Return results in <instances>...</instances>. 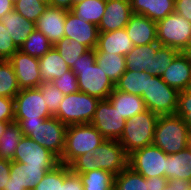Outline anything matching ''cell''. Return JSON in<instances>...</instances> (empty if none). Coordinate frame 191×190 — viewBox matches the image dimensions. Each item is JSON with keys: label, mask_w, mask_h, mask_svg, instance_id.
<instances>
[{"label": "cell", "mask_w": 191, "mask_h": 190, "mask_svg": "<svg viewBox=\"0 0 191 190\" xmlns=\"http://www.w3.org/2000/svg\"><path fill=\"white\" fill-rule=\"evenodd\" d=\"M68 166L74 174L103 169L116 176L128 166V156L119 141L105 139L93 152L78 156Z\"/></svg>", "instance_id": "cell-1"}, {"label": "cell", "mask_w": 191, "mask_h": 190, "mask_svg": "<svg viewBox=\"0 0 191 190\" xmlns=\"http://www.w3.org/2000/svg\"><path fill=\"white\" fill-rule=\"evenodd\" d=\"M96 63L95 49H89L77 59L71 70L77 76L79 91L100 100L108 99L115 85Z\"/></svg>", "instance_id": "cell-2"}, {"label": "cell", "mask_w": 191, "mask_h": 190, "mask_svg": "<svg viewBox=\"0 0 191 190\" xmlns=\"http://www.w3.org/2000/svg\"><path fill=\"white\" fill-rule=\"evenodd\" d=\"M14 122L19 125L24 136L33 139L53 153L59 160L61 159L65 146L66 124L55 116L38 121L14 119Z\"/></svg>", "instance_id": "cell-3"}, {"label": "cell", "mask_w": 191, "mask_h": 190, "mask_svg": "<svg viewBox=\"0 0 191 190\" xmlns=\"http://www.w3.org/2000/svg\"><path fill=\"white\" fill-rule=\"evenodd\" d=\"M190 130L181 116L176 114L159 116L153 143L167 155L184 150L190 145Z\"/></svg>", "instance_id": "cell-4"}, {"label": "cell", "mask_w": 191, "mask_h": 190, "mask_svg": "<svg viewBox=\"0 0 191 190\" xmlns=\"http://www.w3.org/2000/svg\"><path fill=\"white\" fill-rule=\"evenodd\" d=\"M158 118L159 115L146 109L126 120L123 133L118 141L127 156L153 143Z\"/></svg>", "instance_id": "cell-5"}, {"label": "cell", "mask_w": 191, "mask_h": 190, "mask_svg": "<svg viewBox=\"0 0 191 190\" xmlns=\"http://www.w3.org/2000/svg\"><path fill=\"white\" fill-rule=\"evenodd\" d=\"M105 138L92 124L68 125L61 164L69 165L78 156L93 152Z\"/></svg>", "instance_id": "cell-6"}, {"label": "cell", "mask_w": 191, "mask_h": 190, "mask_svg": "<svg viewBox=\"0 0 191 190\" xmlns=\"http://www.w3.org/2000/svg\"><path fill=\"white\" fill-rule=\"evenodd\" d=\"M157 42L162 46L191 52V23L173 12L156 22Z\"/></svg>", "instance_id": "cell-7"}, {"label": "cell", "mask_w": 191, "mask_h": 190, "mask_svg": "<svg viewBox=\"0 0 191 190\" xmlns=\"http://www.w3.org/2000/svg\"><path fill=\"white\" fill-rule=\"evenodd\" d=\"M99 102V98L81 91L65 95L55 117L67 126L89 124Z\"/></svg>", "instance_id": "cell-8"}, {"label": "cell", "mask_w": 191, "mask_h": 190, "mask_svg": "<svg viewBox=\"0 0 191 190\" xmlns=\"http://www.w3.org/2000/svg\"><path fill=\"white\" fill-rule=\"evenodd\" d=\"M179 91L167 85L160 76H149L146 93L142 94L146 109L159 116L175 114Z\"/></svg>", "instance_id": "cell-9"}, {"label": "cell", "mask_w": 191, "mask_h": 190, "mask_svg": "<svg viewBox=\"0 0 191 190\" xmlns=\"http://www.w3.org/2000/svg\"><path fill=\"white\" fill-rule=\"evenodd\" d=\"M167 154L154 144L128 156V166L145 178L165 177Z\"/></svg>", "instance_id": "cell-10"}, {"label": "cell", "mask_w": 191, "mask_h": 190, "mask_svg": "<svg viewBox=\"0 0 191 190\" xmlns=\"http://www.w3.org/2000/svg\"><path fill=\"white\" fill-rule=\"evenodd\" d=\"M50 117L45 97L38 88L21 89L14 97V119L38 121Z\"/></svg>", "instance_id": "cell-11"}, {"label": "cell", "mask_w": 191, "mask_h": 190, "mask_svg": "<svg viewBox=\"0 0 191 190\" xmlns=\"http://www.w3.org/2000/svg\"><path fill=\"white\" fill-rule=\"evenodd\" d=\"M125 123L126 120L107 99L100 100L90 122L105 139L117 141L123 133Z\"/></svg>", "instance_id": "cell-12"}, {"label": "cell", "mask_w": 191, "mask_h": 190, "mask_svg": "<svg viewBox=\"0 0 191 190\" xmlns=\"http://www.w3.org/2000/svg\"><path fill=\"white\" fill-rule=\"evenodd\" d=\"M12 161L41 166L44 170H52L60 163L53 153L27 136L19 141Z\"/></svg>", "instance_id": "cell-13"}, {"label": "cell", "mask_w": 191, "mask_h": 190, "mask_svg": "<svg viewBox=\"0 0 191 190\" xmlns=\"http://www.w3.org/2000/svg\"><path fill=\"white\" fill-rule=\"evenodd\" d=\"M8 61L15 71L20 90L38 88L42 85L38 58L18 50Z\"/></svg>", "instance_id": "cell-14"}, {"label": "cell", "mask_w": 191, "mask_h": 190, "mask_svg": "<svg viewBox=\"0 0 191 190\" xmlns=\"http://www.w3.org/2000/svg\"><path fill=\"white\" fill-rule=\"evenodd\" d=\"M49 171L41 166L11 161L10 178L4 190H33Z\"/></svg>", "instance_id": "cell-15"}, {"label": "cell", "mask_w": 191, "mask_h": 190, "mask_svg": "<svg viewBox=\"0 0 191 190\" xmlns=\"http://www.w3.org/2000/svg\"><path fill=\"white\" fill-rule=\"evenodd\" d=\"M64 37L73 39L89 49H95L98 40V26L77 17L70 10L67 11L65 19Z\"/></svg>", "instance_id": "cell-16"}, {"label": "cell", "mask_w": 191, "mask_h": 190, "mask_svg": "<svg viewBox=\"0 0 191 190\" xmlns=\"http://www.w3.org/2000/svg\"><path fill=\"white\" fill-rule=\"evenodd\" d=\"M160 77L179 92L191 87V52H180Z\"/></svg>", "instance_id": "cell-17"}, {"label": "cell", "mask_w": 191, "mask_h": 190, "mask_svg": "<svg viewBox=\"0 0 191 190\" xmlns=\"http://www.w3.org/2000/svg\"><path fill=\"white\" fill-rule=\"evenodd\" d=\"M133 15L130 0H106L104 15L98 25L99 32L125 28Z\"/></svg>", "instance_id": "cell-18"}, {"label": "cell", "mask_w": 191, "mask_h": 190, "mask_svg": "<svg viewBox=\"0 0 191 190\" xmlns=\"http://www.w3.org/2000/svg\"><path fill=\"white\" fill-rule=\"evenodd\" d=\"M67 11L48 6L35 23L36 30L42 32L53 46L64 37Z\"/></svg>", "instance_id": "cell-19"}, {"label": "cell", "mask_w": 191, "mask_h": 190, "mask_svg": "<svg viewBox=\"0 0 191 190\" xmlns=\"http://www.w3.org/2000/svg\"><path fill=\"white\" fill-rule=\"evenodd\" d=\"M125 29L134 46L157 42L156 22L146 16L133 14Z\"/></svg>", "instance_id": "cell-20"}, {"label": "cell", "mask_w": 191, "mask_h": 190, "mask_svg": "<svg viewBox=\"0 0 191 190\" xmlns=\"http://www.w3.org/2000/svg\"><path fill=\"white\" fill-rule=\"evenodd\" d=\"M133 46L126 29L122 28L110 32H99L95 52L126 55Z\"/></svg>", "instance_id": "cell-21"}, {"label": "cell", "mask_w": 191, "mask_h": 190, "mask_svg": "<svg viewBox=\"0 0 191 190\" xmlns=\"http://www.w3.org/2000/svg\"><path fill=\"white\" fill-rule=\"evenodd\" d=\"M160 46L158 42L133 46L132 50L125 55L126 70L145 71L153 76V57Z\"/></svg>", "instance_id": "cell-22"}, {"label": "cell", "mask_w": 191, "mask_h": 190, "mask_svg": "<svg viewBox=\"0 0 191 190\" xmlns=\"http://www.w3.org/2000/svg\"><path fill=\"white\" fill-rule=\"evenodd\" d=\"M0 21L8 30L13 43L18 49L27 40L28 35L36 30L35 23L27 20L15 10L6 13L0 18Z\"/></svg>", "instance_id": "cell-23"}, {"label": "cell", "mask_w": 191, "mask_h": 190, "mask_svg": "<svg viewBox=\"0 0 191 190\" xmlns=\"http://www.w3.org/2000/svg\"><path fill=\"white\" fill-rule=\"evenodd\" d=\"M133 14L158 22L174 12L175 0H130Z\"/></svg>", "instance_id": "cell-24"}, {"label": "cell", "mask_w": 191, "mask_h": 190, "mask_svg": "<svg viewBox=\"0 0 191 190\" xmlns=\"http://www.w3.org/2000/svg\"><path fill=\"white\" fill-rule=\"evenodd\" d=\"M107 100L117 109L125 120L146 110L141 96L126 93L116 88L112 91Z\"/></svg>", "instance_id": "cell-25"}, {"label": "cell", "mask_w": 191, "mask_h": 190, "mask_svg": "<svg viewBox=\"0 0 191 190\" xmlns=\"http://www.w3.org/2000/svg\"><path fill=\"white\" fill-rule=\"evenodd\" d=\"M165 178L191 181V146L172 155H167Z\"/></svg>", "instance_id": "cell-26"}, {"label": "cell", "mask_w": 191, "mask_h": 190, "mask_svg": "<svg viewBox=\"0 0 191 190\" xmlns=\"http://www.w3.org/2000/svg\"><path fill=\"white\" fill-rule=\"evenodd\" d=\"M38 60L42 83L51 82L69 70L68 65L54 47Z\"/></svg>", "instance_id": "cell-27"}, {"label": "cell", "mask_w": 191, "mask_h": 190, "mask_svg": "<svg viewBox=\"0 0 191 190\" xmlns=\"http://www.w3.org/2000/svg\"><path fill=\"white\" fill-rule=\"evenodd\" d=\"M95 54L97 65L104 68L105 75L115 85L126 71L125 55L107 54L106 52H95Z\"/></svg>", "instance_id": "cell-28"}, {"label": "cell", "mask_w": 191, "mask_h": 190, "mask_svg": "<svg viewBox=\"0 0 191 190\" xmlns=\"http://www.w3.org/2000/svg\"><path fill=\"white\" fill-rule=\"evenodd\" d=\"M149 76L145 71L133 72L126 70L115 84V88L142 97V94L146 93L147 79Z\"/></svg>", "instance_id": "cell-29"}, {"label": "cell", "mask_w": 191, "mask_h": 190, "mask_svg": "<svg viewBox=\"0 0 191 190\" xmlns=\"http://www.w3.org/2000/svg\"><path fill=\"white\" fill-rule=\"evenodd\" d=\"M106 8V0H84L76 3L70 10L77 17L84 18L96 26L99 25Z\"/></svg>", "instance_id": "cell-30"}, {"label": "cell", "mask_w": 191, "mask_h": 190, "mask_svg": "<svg viewBox=\"0 0 191 190\" xmlns=\"http://www.w3.org/2000/svg\"><path fill=\"white\" fill-rule=\"evenodd\" d=\"M77 175L81 178L84 190H113L114 188L115 175L109 171L96 169Z\"/></svg>", "instance_id": "cell-31"}, {"label": "cell", "mask_w": 191, "mask_h": 190, "mask_svg": "<svg viewBox=\"0 0 191 190\" xmlns=\"http://www.w3.org/2000/svg\"><path fill=\"white\" fill-rule=\"evenodd\" d=\"M113 190H149V178L127 166L115 176Z\"/></svg>", "instance_id": "cell-32"}, {"label": "cell", "mask_w": 191, "mask_h": 190, "mask_svg": "<svg viewBox=\"0 0 191 190\" xmlns=\"http://www.w3.org/2000/svg\"><path fill=\"white\" fill-rule=\"evenodd\" d=\"M24 136L16 122H12L0 137V159L12 161L19 141Z\"/></svg>", "instance_id": "cell-33"}, {"label": "cell", "mask_w": 191, "mask_h": 190, "mask_svg": "<svg viewBox=\"0 0 191 190\" xmlns=\"http://www.w3.org/2000/svg\"><path fill=\"white\" fill-rule=\"evenodd\" d=\"M17 77L8 60H0V96L13 98L19 93Z\"/></svg>", "instance_id": "cell-34"}, {"label": "cell", "mask_w": 191, "mask_h": 190, "mask_svg": "<svg viewBox=\"0 0 191 190\" xmlns=\"http://www.w3.org/2000/svg\"><path fill=\"white\" fill-rule=\"evenodd\" d=\"M53 47L42 32L35 30L28 35L27 40L22 44L19 50L27 55L40 58Z\"/></svg>", "instance_id": "cell-35"}, {"label": "cell", "mask_w": 191, "mask_h": 190, "mask_svg": "<svg viewBox=\"0 0 191 190\" xmlns=\"http://www.w3.org/2000/svg\"><path fill=\"white\" fill-rule=\"evenodd\" d=\"M54 48L60 53V56L68 65L69 69L76 64L77 59L80 58L83 53L89 50L87 46L67 37H63L54 45Z\"/></svg>", "instance_id": "cell-36"}, {"label": "cell", "mask_w": 191, "mask_h": 190, "mask_svg": "<svg viewBox=\"0 0 191 190\" xmlns=\"http://www.w3.org/2000/svg\"><path fill=\"white\" fill-rule=\"evenodd\" d=\"M48 6L38 0H17L14 2V10L33 23H36Z\"/></svg>", "instance_id": "cell-37"}, {"label": "cell", "mask_w": 191, "mask_h": 190, "mask_svg": "<svg viewBox=\"0 0 191 190\" xmlns=\"http://www.w3.org/2000/svg\"><path fill=\"white\" fill-rule=\"evenodd\" d=\"M65 180V164L59 163L36 184L33 190H61Z\"/></svg>", "instance_id": "cell-38"}, {"label": "cell", "mask_w": 191, "mask_h": 190, "mask_svg": "<svg viewBox=\"0 0 191 190\" xmlns=\"http://www.w3.org/2000/svg\"><path fill=\"white\" fill-rule=\"evenodd\" d=\"M179 53V50L161 45L153 57V76L163 74Z\"/></svg>", "instance_id": "cell-39"}, {"label": "cell", "mask_w": 191, "mask_h": 190, "mask_svg": "<svg viewBox=\"0 0 191 190\" xmlns=\"http://www.w3.org/2000/svg\"><path fill=\"white\" fill-rule=\"evenodd\" d=\"M38 89L41 91L43 97H45V103L47 104L49 113L55 116L65 95L51 82L42 83Z\"/></svg>", "instance_id": "cell-40"}, {"label": "cell", "mask_w": 191, "mask_h": 190, "mask_svg": "<svg viewBox=\"0 0 191 190\" xmlns=\"http://www.w3.org/2000/svg\"><path fill=\"white\" fill-rule=\"evenodd\" d=\"M77 81V76L71 69H69L61 77L51 81V83L54 84L61 93L69 95L79 91Z\"/></svg>", "instance_id": "cell-41"}, {"label": "cell", "mask_w": 191, "mask_h": 190, "mask_svg": "<svg viewBox=\"0 0 191 190\" xmlns=\"http://www.w3.org/2000/svg\"><path fill=\"white\" fill-rule=\"evenodd\" d=\"M175 114L182 117L191 131V87L184 91H180Z\"/></svg>", "instance_id": "cell-42"}, {"label": "cell", "mask_w": 191, "mask_h": 190, "mask_svg": "<svg viewBox=\"0 0 191 190\" xmlns=\"http://www.w3.org/2000/svg\"><path fill=\"white\" fill-rule=\"evenodd\" d=\"M18 50L8 30L0 21V60H8Z\"/></svg>", "instance_id": "cell-43"}, {"label": "cell", "mask_w": 191, "mask_h": 190, "mask_svg": "<svg viewBox=\"0 0 191 190\" xmlns=\"http://www.w3.org/2000/svg\"><path fill=\"white\" fill-rule=\"evenodd\" d=\"M61 190H84L80 176L71 172L68 165H65V180Z\"/></svg>", "instance_id": "cell-44"}, {"label": "cell", "mask_w": 191, "mask_h": 190, "mask_svg": "<svg viewBox=\"0 0 191 190\" xmlns=\"http://www.w3.org/2000/svg\"><path fill=\"white\" fill-rule=\"evenodd\" d=\"M0 121H14V99L0 96Z\"/></svg>", "instance_id": "cell-45"}, {"label": "cell", "mask_w": 191, "mask_h": 190, "mask_svg": "<svg viewBox=\"0 0 191 190\" xmlns=\"http://www.w3.org/2000/svg\"><path fill=\"white\" fill-rule=\"evenodd\" d=\"M174 12L191 23V0H175Z\"/></svg>", "instance_id": "cell-46"}, {"label": "cell", "mask_w": 191, "mask_h": 190, "mask_svg": "<svg viewBox=\"0 0 191 190\" xmlns=\"http://www.w3.org/2000/svg\"><path fill=\"white\" fill-rule=\"evenodd\" d=\"M11 161L0 159V190H4L10 178Z\"/></svg>", "instance_id": "cell-47"}, {"label": "cell", "mask_w": 191, "mask_h": 190, "mask_svg": "<svg viewBox=\"0 0 191 190\" xmlns=\"http://www.w3.org/2000/svg\"><path fill=\"white\" fill-rule=\"evenodd\" d=\"M162 190H191V181L186 179H169Z\"/></svg>", "instance_id": "cell-48"}, {"label": "cell", "mask_w": 191, "mask_h": 190, "mask_svg": "<svg viewBox=\"0 0 191 190\" xmlns=\"http://www.w3.org/2000/svg\"><path fill=\"white\" fill-rule=\"evenodd\" d=\"M168 180L165 177H152L149 178V190H162Z\"/></svg>", "instance_id": "cell-49"}, {"label": "cell", "mask_w": 191, "mask_h": 190, "mask_svg": "<svg viewBox=\"0 0 191 190\" xmlns=\"http://www.w3.org/2000/svg\"><path fill=\"white\" fill-rule=\"evenodd\" d=\"M12 10H14V2L12 0H0V18Z\"/></svg>", "instance_id": "cell-50"}, {"label": "cell", "mask_w": 191, "mask_h": 190, "mask_svg": "<svg viewBox=\"0 0 191 190\" xmlns=\"http://www.w3.org/2000/svg\"><path fill=\"white\" fill-rule=\"evenodd\" d=\"M50 6L66 9L69 11L74 5L71 3V0H50Z\"/></svg>", "instance_id": "cell-51"}, {"label": "cell", "mask_w": 191, "mask_h": 190, "mask_svg": "<svg viewBox=\"0 0 191 190\" xmlns=\"http://www.w3.org/2000/svg\"><path fill=\"white\" fill-rule=\"evenodd\" d=\"M14 121H0V137L6 131V128Z\"/></svg>", "instance_id": "cell-52"}, {"label": "cell", "mask_w": 191, "mask_h": 190, "mask_svg": "<svg viewBox=\"0 0 191 190\" xmlns=\"http://www.w3.org/2000/svg\"><path fill=\"white\" fill-rule=\"evenodd\" d=\"M38 1H41L42 3L50 6V0H38Z\"/></svg>", "instance_id": "cell-53"}, {"label": "cell", "mask_w": 191, "mask_h": 190, "mask_svg": "<svg viewBox=\"0 0 191 190\" xmlns=\"http://www.w3.org/2000/svg\"><path fill=\"white\" fill-rule=\"evenodd\" d=\"M82 1H84V0H71V3H72L73 5H75L76 3L82 2Z\"/></svg>", "instance_id": "cell-54"}, {"label": "cell", "mask_w": 191, "mask_h": 190, "mask_svg": "<svg viewBox=\"0 0 191 190\" xmlns=\"http://www.w3.org/2000/svg\"><path fill=\"white\" fill-rule=\"evenodd\" d=\"M189 142H190V146H191V131H190V141Z\"/></svg>", "instance_id": "cell-55"}]
</instances>
